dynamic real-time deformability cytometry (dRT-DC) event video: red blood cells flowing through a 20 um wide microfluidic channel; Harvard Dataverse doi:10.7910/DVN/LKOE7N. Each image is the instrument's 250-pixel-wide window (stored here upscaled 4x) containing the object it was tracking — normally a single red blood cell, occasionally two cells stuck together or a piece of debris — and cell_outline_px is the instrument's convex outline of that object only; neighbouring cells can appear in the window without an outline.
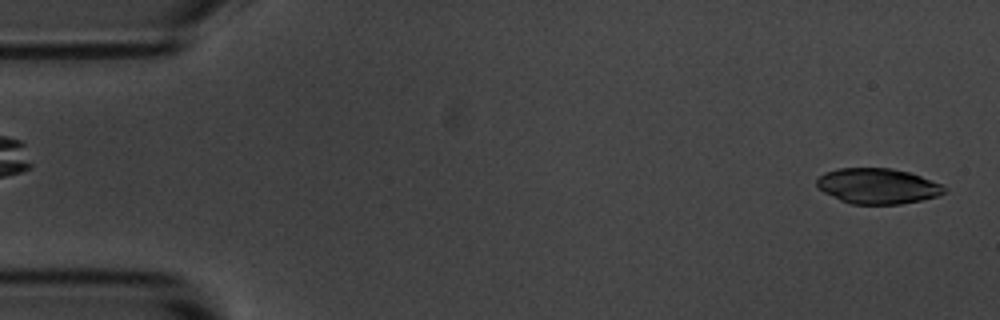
{"species": "common noctule bat (a hibernating species)", "species_latin": "Nyctalus noctula", "temperature_condition": "room temperature", "stored_images_in_passage": 5, "camera_frame_rate_fps": 3000, "um_per_image_px": 0.085, "animal": {"sex": "male", "body_mass_g": 20.1, "forearm_length_mm": 53.5}, "frame": {"image": 1, "passage_image": 5, "time_ms": 1.333, "image_size_px": [1000, 320], "cell_outline_px": [[944, 192], [936, 196], [920, 200], [900, 204], [852, 204], [840, 200], [824, 192], [816, 184], [816, 180], [824, 172], [836, 168], [892, 168], [908, 172], [944, 184]], "centroid_in_image_um": [74.58, 15.8], "position_along_channel_um": 10.4, "area_um2": 26.24}}